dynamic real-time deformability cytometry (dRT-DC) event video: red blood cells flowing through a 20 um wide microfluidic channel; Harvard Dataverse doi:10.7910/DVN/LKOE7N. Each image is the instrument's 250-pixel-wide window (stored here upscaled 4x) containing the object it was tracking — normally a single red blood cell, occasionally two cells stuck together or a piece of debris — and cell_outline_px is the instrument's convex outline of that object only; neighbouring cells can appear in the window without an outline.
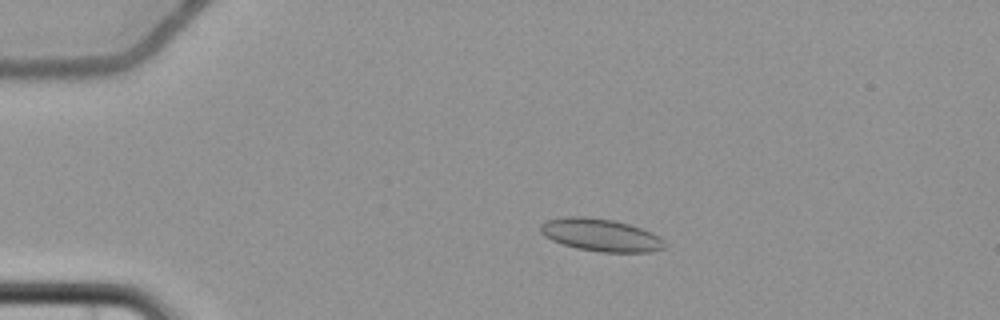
{"species": "common noctule bat (a hibernating species)", "species_latin": "Nyctalus noctula", "temperature_condition": "cold", "stored_images_in_passage": 5, "camera_frame_rate_fps": 3000, "um_per_image_px": 0.085, "animal": {"sex": "female", "body_mass_g": 22.7, "forearm_length_mm": 54.2}, "frame": {"image": 1, "passage_image": 3, "time_ms": 2.333, "image_size_px": [1000, 320], "cell_outline_px": [[668, 244], [664, 248], [648, 252], [600, 252], [576, 248], [552, 240], [544, 236], [540, 232], [540, 224], [548, 220], [564, 216], [584, 216], [612, 220], [628, 224], [652, 232], [660, 236]], "centroid_in_image_um": [51.07, 19.97], "position_along_channel_um": 33.9, "area_um2": 23.64}}
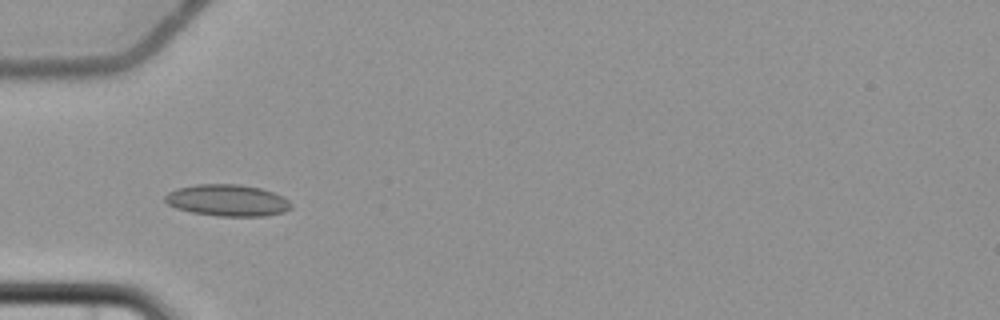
{"frame": {"image": 2, "passage_image": 4, "time_ms": 4.667, "image_size_px": [1000, 320], "cell_outline_px": [[292, 208], [284, 212], [264, 216], [220, 216], [192, 212], [176, 208], [168, 204], [164, 200], [164, 196], [168, 192], [176, 188], [196, 184], [240, 184], [260, 188], [272, 192], [288, 200], [292, 204]], "centroid_in_image_um": [19.31, 17.02], "position_along_channel_um": 65.7, "area_um2": 23.24}}
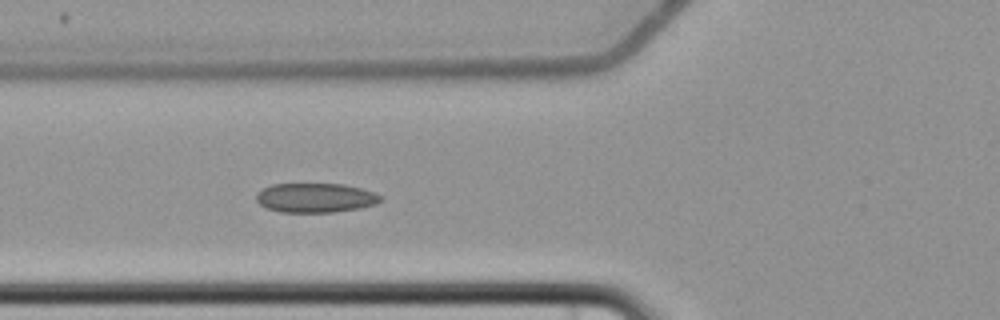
{"frame": {"image": 3, "passage_image": 5, "time_ms": 5.667, "image_size_px": [1000, 320], "cell_outline_px": [[384, 200], [376, 204], [360, 208], [332, 212], [280, 212], [268, 208], [260, 204], [256, 200], [256, 192], [272, 184], [344, 184], [376, 192], [384, 196]], "centroid_in_image_um": [26.86, 16.81], "position_along_channel_um": 98.9, "area_um2": 21.44}}